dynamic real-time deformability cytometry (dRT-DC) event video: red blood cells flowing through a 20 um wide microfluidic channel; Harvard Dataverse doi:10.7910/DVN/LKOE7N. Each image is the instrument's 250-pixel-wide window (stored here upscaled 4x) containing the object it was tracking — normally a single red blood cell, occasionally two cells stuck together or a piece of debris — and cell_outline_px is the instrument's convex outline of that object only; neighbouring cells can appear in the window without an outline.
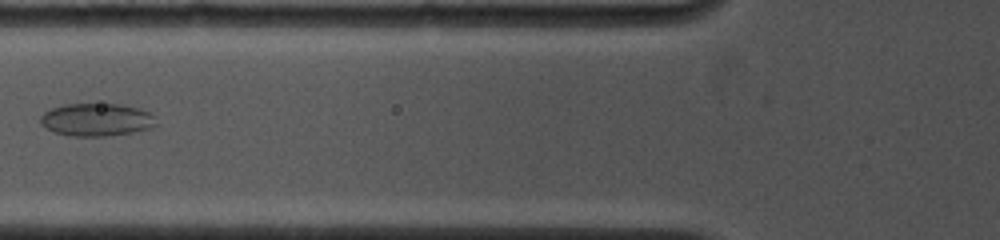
{"species": "common noctule bat (a hibernating species)", "species_latin": "Nyctalus noctula", "temperature_condition": "cold", "stored_images_in_passage": 4, "camera_frame_rate_fps": 4500, "um_per_image_px": 0.085, "animal": {"sex": "female", "body_mass_g": 19.0, "forearm_length_mm": 53.3}, "frame": {"image": 1, "passage_image": 3, "time_ms": 2.0, "image_size_px": [1000, 240], "cell_outline_px": [[156, 124], [152, 128], [132, 132], [104, 136], [68, 136], [56, 132], [40, 124], [40, 116], [44, 112], [52, 108], [64, 104], [120, 104], [136, 108], [148, 112], [156, 116]], "centroid_in_image_um": [8.2, 10.17], "position_along_channel_um": 117.6, "area_um2": 22.02}}
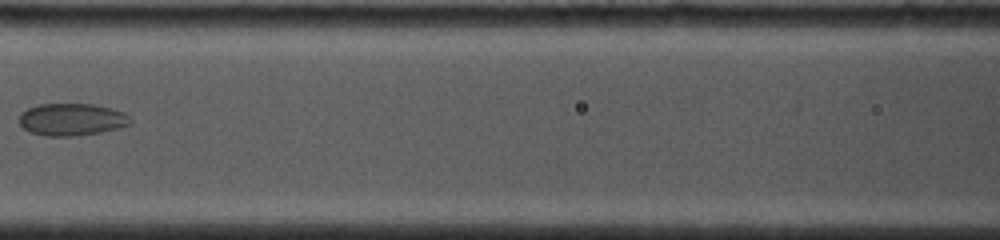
{"frame": {"image": 2, "passage_image": 4, "time_ms": 3.111, "image_size_px": [1000, 240], "cell_outline_px": [[132, 124], [100, 132], [76, 136], [48, 136], [32, 132], [24, 128], [20, 124], [20, 112], [28, 108], [40, 104], [92, 104], [124, 112], [132, 120]], "centroid_in_image_um": [6.1, 10.15], "position_along_channel_um": 160.5, "area_um2": 20.69}}